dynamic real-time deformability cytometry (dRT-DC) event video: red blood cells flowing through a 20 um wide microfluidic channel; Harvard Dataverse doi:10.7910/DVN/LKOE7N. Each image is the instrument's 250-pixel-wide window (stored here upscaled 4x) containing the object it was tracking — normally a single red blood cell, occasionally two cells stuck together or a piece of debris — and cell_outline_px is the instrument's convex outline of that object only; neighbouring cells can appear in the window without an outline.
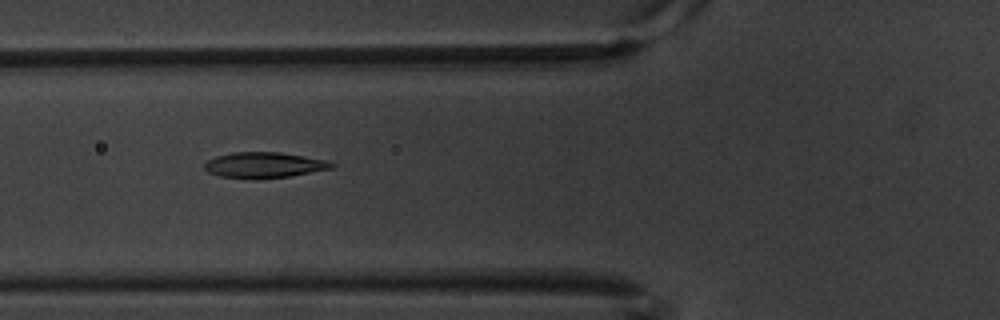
{"species": "common noctule bat (a hibernating species)", "species_latin": "Nyctalus noctula", "temperature_condition": "warm", "stored_images_in_passage": 7, "camera_frame_rate_fps": 3000, "um_per_image_px": 0.085, "animal": {"sex": "male", "body_mass_g": 20.1, "forearm_length_mm": 53.5}, "frame": {"image": 1, "passage_image": 6, "time_ms": 1.667, "image_size_px": [1000, 320], "cell_outline_px": [[336, 164], [332, 168], [288, 176], [220, 176], [208, 172], [204, 168], [204, 164], [208, 160], [216, 156], [232, 152], [280, 152], [304, 156], [324, 160]], "centroid_in_image_um": [22.44, 13.98], "position_along_channel_um": 103.4, "area_um2": 18.03}}
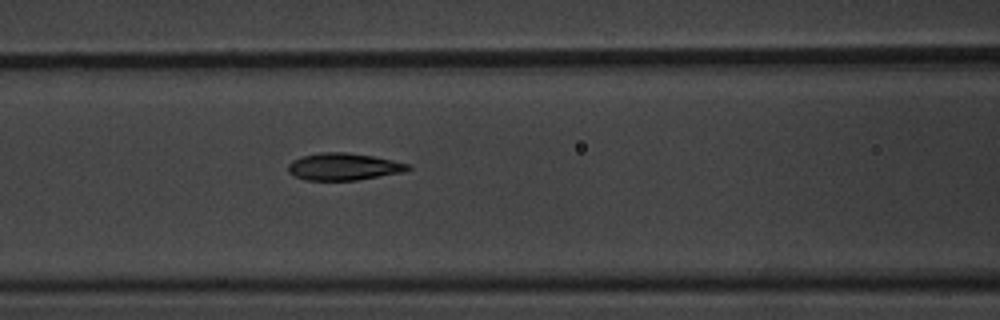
{"frame": {"image": 2, "passage_image": 7, "time_ms": 2.0, "image_size_px": [1000, 320], "cell_outline_px": [[412, 168], [404, 172], [360, 180], [304, 180], [292, 176], [288, 172], [288, 164], [292, 160], [300, 156], [320, 152], [348, 152], [372, 156], [412, 164]], "centroid_in_image_um": [29.2, 14.17], "position_along_channel_um": 137.4, "area_um2": 19.31}}